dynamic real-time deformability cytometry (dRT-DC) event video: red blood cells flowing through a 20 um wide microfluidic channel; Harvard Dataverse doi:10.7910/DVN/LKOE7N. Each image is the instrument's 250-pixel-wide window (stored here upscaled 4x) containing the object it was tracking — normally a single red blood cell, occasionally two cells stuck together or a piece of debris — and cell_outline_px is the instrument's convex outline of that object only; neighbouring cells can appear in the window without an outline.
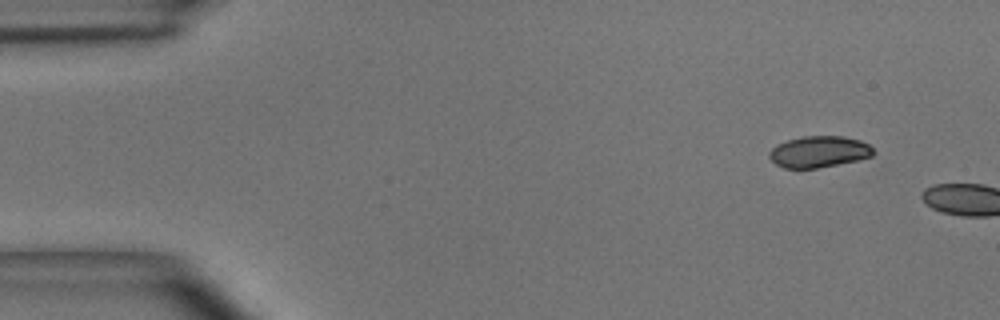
{"species": "common noctule bat (a hibernating species)", "species_latin": "Nyctalus noctula", "temperature_condition": "room temperature", "stored_images_in_passage": 3, "camera_frame_rate_fps": 3000, "um_per_image_px": 0.085, "animal": {"sex": "male", "body_mass_g": 15.6}, "frame": {"image": 1, "passage_image": 1, "time_ms": 0.0, "image_size_px": [1000, 320], "cell_outline_px": [[872, 156], [856, 160], [816, 168], [784, 168], [776, 164], [768, 156], [768, 152], [776, 144], [788, 140], [804, 136], [844, 136], [860, 140], [868, 144], [872, 148]], "centroid_in_image_um": [69.57, 12.89], "position_along_channel_um": 15.4, "area_um2": 18.84}}